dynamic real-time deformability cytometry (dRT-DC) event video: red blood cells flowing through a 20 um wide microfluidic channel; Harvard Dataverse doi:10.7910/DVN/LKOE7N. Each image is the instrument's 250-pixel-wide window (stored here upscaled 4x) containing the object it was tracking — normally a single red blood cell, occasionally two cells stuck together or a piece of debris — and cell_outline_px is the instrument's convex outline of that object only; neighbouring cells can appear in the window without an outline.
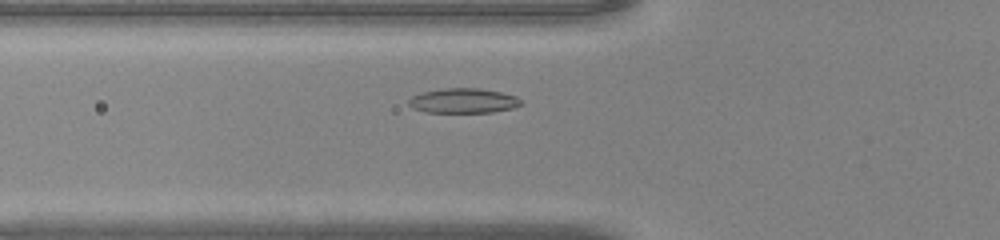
{"species": "common noctule bat (a hibernating species)", "species_latin": "Nyctalus noctula", "temperature_condition": "warm", "stored_images_in_passage": 33, "camera_frame_rate_fps": 3000, "um_per_image_px": 0.085, "animal": {"sex": "male", "body_mass_g": 20.0, "forearm_length_mm": 53.3}, "frame": {"image": 1, "passage_image": 3, "time_ms": 0.667, "image_size_px": [1000, 240], "cell_outline_px": [[524, 104], [512, 108], [492, 112], [424, 112], [412, 108], [408, 104], [408, 100], [412, 96], [424, 92], [444, 88], [480, 88], [500, 92], [516, 96]], "centroid_in_image_um": [39.38, 8.56], "position_along_channel_um": 86.4, "area_um2": 16.18}}
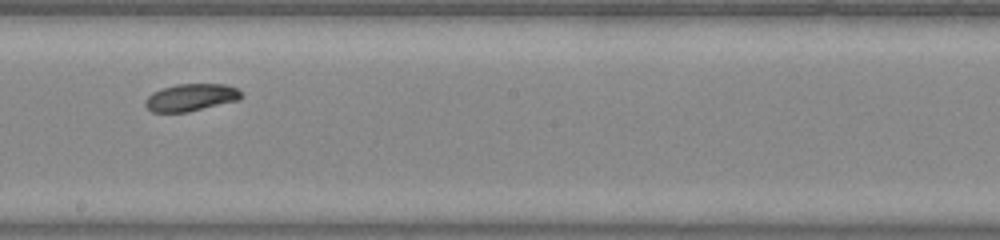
{"frame": {"image": 2, "passage_image": 13, "time_ms": 4.0, "image_size_px": [1000, 240], "cell_outline_px": [[244, 96], [240, 100], [188, 112], [152, 112], [144, 104], [144, 100], [152, 92], [176, 84], [224, 84], [236, 88]], "centroid_in_image_um": [16.24, 8.29], "position_along_channel_um": 232.0, "area_um2": 15.32}}
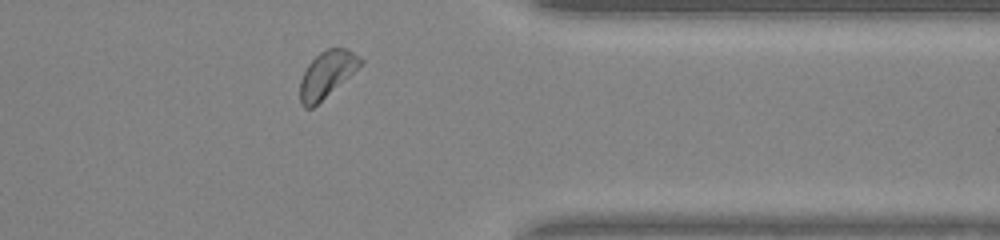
{"frame": {"image": 3, "passage_image": 24, "time_ms": 7.667, "image_size_px": [1000, 240], "cell_outline_px": [[364, 60], [348, 76], [312, 108], [304, 108], [300, 100], [300, 80], [308, 64], [320, 52], [328, 48], [348, 48]], "centroid_in_image_um": [27.75, 6.3], "position_along_channel_um": 383.7, "area_um2": 15.78}}